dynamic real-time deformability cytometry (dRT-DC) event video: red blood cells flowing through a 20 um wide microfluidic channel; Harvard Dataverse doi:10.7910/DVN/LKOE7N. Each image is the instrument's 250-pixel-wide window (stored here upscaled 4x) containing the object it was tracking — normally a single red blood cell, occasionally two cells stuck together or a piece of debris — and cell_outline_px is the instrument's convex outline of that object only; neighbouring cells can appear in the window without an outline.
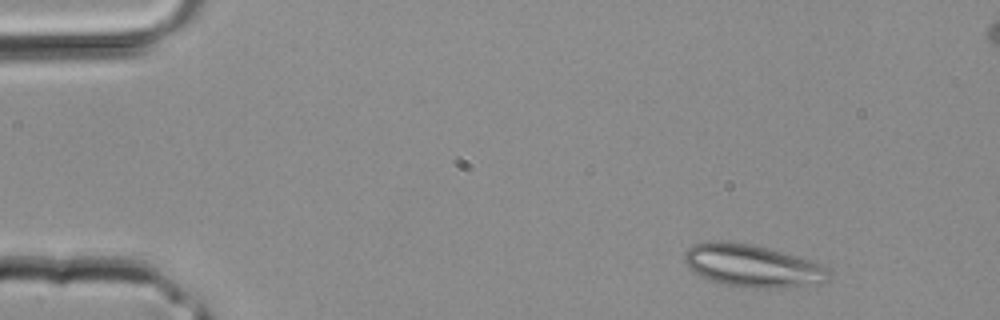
{"species": "common noctule bat (a hibernating species)", "species_latin": "Nyctalus noctula", "temperature_condition": "room temperature", "stored_images_in_passage": 3, "camera_frame_rate_fps": 3000, "um_per_image_px": 0.085, "animal": {"sex": "male", "body_mass_g": 20.4}, "frame": {"image": 1, "passage_image": 1, "time_ms": 0.0, "image_size_px": [1000, 320], "cell_outline_px": [[832, 272], [828, 280], [820, 284], [768, 288], [752, 288], [724, 284], [708, 280], [696, 272], [684, 260], [684, 252], [692, 244], [752, 244], [800, 256], [824, 264], [832, 268]], "centroid_in_image_um": [64.11, 22.63], "position_along_channel_um": 20.9, "area_um2": 35.2}}